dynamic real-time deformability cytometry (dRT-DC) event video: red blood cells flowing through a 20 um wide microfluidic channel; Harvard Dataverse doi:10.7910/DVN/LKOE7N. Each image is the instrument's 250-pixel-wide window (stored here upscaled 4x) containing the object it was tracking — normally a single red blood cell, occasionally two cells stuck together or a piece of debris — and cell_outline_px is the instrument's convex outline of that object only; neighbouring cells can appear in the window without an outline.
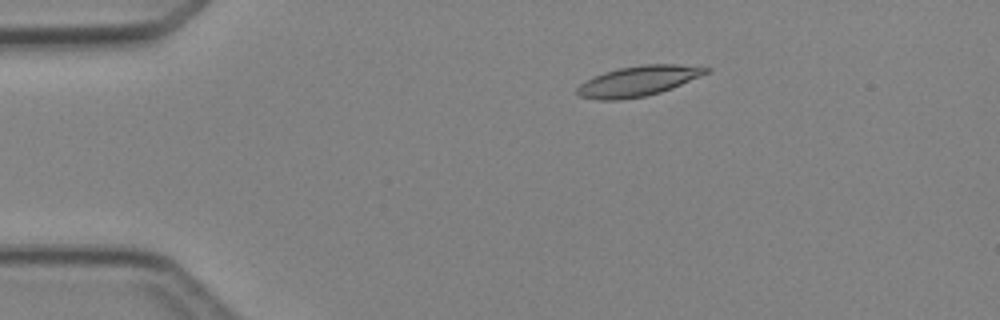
{"species": "Egyptian fruit bat (a non-hibernating species)", "species_latin": "Rousettus aegyptiacus", "temperature_condition": "cold", "stored_images_in_passage": 3, "camera_frame_rate_fps": 3000, "um_per_image_px": 0.085, "animal": {"sex": "female"}, "frame": {"image": 1, "passage_image": 1, "time_ms": 0.0, "image_size_px": [1000, 320], "cell_outline_px": [[712, 68], [708, 72], [700, 76], [672, 88], [660, 92], [644, 96], [620, 100], [600, 100], [580, 96], [576, 92], [576, 88], [580, 84], [604, 72], [620, 68], [644, 64], [676, 64]], "centroid_in_image_um": [54.25, 6.89], "position_along_channel_um": 30.8, "area_um2": 22.37}}
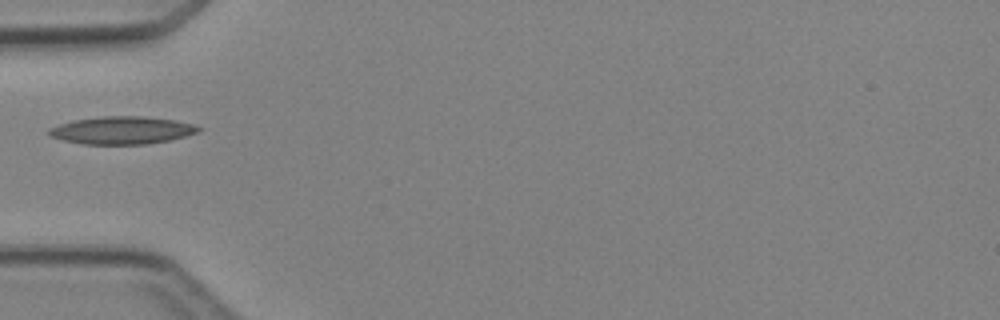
{"frame": {"image": 2, "passage_image": 3, "time_ms": 2.333, "image_size_px": [1000, 320], "cell_outline_px": [[200, 128], [196, 132], [184, 136], [168, 140], [148, 144], [84, 144], [64, 140], [48, 136], [48, 128], [72, 120], [100, 116], [140, 116], [172, 120], [192, 124]], "centroid_in_image_um": [10.28, 11.07], "position_along_channel_um": 74.7, "area_um2": 23.81}}